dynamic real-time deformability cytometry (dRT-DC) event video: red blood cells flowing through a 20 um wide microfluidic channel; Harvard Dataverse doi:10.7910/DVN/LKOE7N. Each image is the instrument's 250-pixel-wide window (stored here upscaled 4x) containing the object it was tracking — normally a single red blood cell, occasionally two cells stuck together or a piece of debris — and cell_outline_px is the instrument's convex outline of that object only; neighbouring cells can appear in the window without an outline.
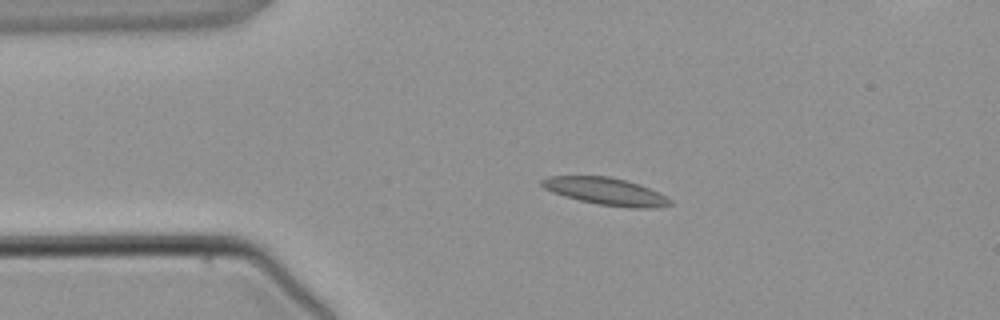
{"species": "common noctule bat (a hibernating species)", "species_latin": "Nyctalus noctula", "temperature_condition": "warm", "stored_images_in_passage": 4, "segment_of_instrument_passage": [1, 2], "camera_frame_rate_fps": 3000, "um_per_image_px": 0.085, "animal": {"sex": "male", "body_mass_g": 21.5, "forearm_length_mm": 52.0}, "frame": {"image": 1, "passage_image": 3, "time_ms": 2.333, "image_size_px": [1000, 320], "cell_outline_px": [[676, 204], [660, 208], [628, 208], [596, 204], [564, 196], [552, 192], [544, 188], [540, 184], [540, 180], [548, 176], [608, 176], [640, 184], [672, 200]], "centroid_in_image_um": [51.51, 16.28], "position_along_channel_um": 33.5, "area_um2": 20.52}}